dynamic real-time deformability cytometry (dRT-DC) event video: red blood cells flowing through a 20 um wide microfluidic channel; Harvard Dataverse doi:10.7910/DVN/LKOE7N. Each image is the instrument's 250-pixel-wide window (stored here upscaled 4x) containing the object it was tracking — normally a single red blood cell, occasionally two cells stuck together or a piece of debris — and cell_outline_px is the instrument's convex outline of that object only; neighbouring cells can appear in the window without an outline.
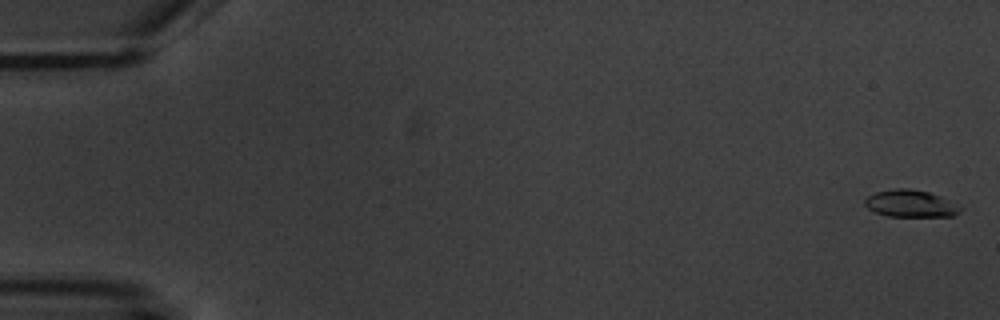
{"species": "common noctule bat (a hibernating species)", "species_latin": "Nyctalus noctula", "temperature_condition": "warm", "stored_images_in_passage": 6, "camera_frame_rate_fps": 3000, "um_per_image_px": 0.085, "animal": {"sex": "male", "body_mass_g": 20.1, "forearm_length_mm": 53.5}, "frame": {"image": 1, "passage_image": 1, "time_ms": 0.0, "image_size_px": [1000, 320], "cell_outline_px": [[964, 208], [956, 216], [888, 216], [876, 212], [868, 208], [864, 204], [864, 200], [868, 196], [876, 192], [896, 188], [908, 188], [928, 192], [940, 196]], "centroid_in_image_um": [77.42, 17.31], "position_along_channel_um": 7.6, "area_um2": 15.03}}